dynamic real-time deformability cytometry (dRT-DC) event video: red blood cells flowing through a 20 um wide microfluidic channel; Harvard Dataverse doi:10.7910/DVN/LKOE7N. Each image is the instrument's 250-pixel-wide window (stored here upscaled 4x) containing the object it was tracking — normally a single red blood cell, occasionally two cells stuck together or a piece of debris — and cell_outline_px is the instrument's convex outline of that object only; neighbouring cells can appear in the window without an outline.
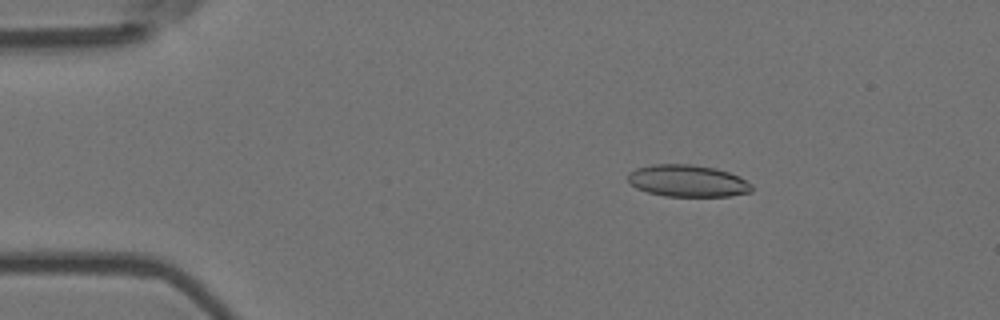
{"species": "Egyptian fruit bat (a non-hibernating species)", "species_latin": "Rousettus aegyptiacus", "temperature_condition": "room temperature", "stored_images_in_passage": 50, "camera_frame_rate_fps": 3000, "um_per_image_px": 0.085, "animal": {"sex": "female"}, "frame": {"image": 1, "passage_image": 4, "time_ms": 1.0, "image_size_px": [1000, 320], "cell_outline_px": [[752, 192], [728, 196], [664, 196], [648, 192], [636, 188], [628, 180], [628, 172], [636, 168], [656, 164], [692, 164], [716, 168], [740, 176], [752, 184]], "centroid_in_image_um": [58.46, 15.37], "position_along_channel_um": 26.5, "area_um2": 23.12}}
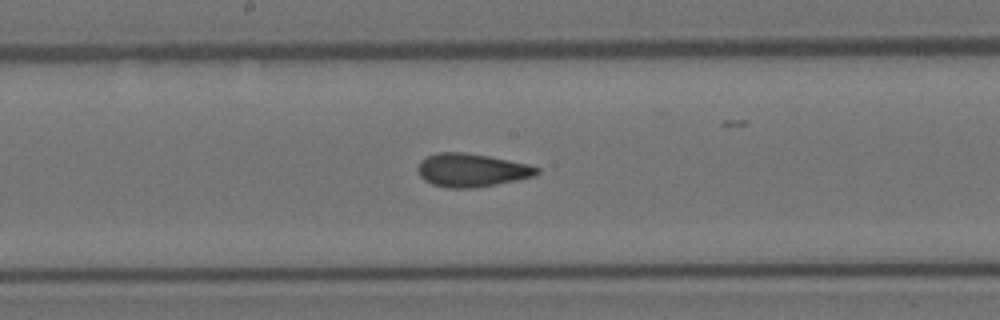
{"frame": {"image": 2, "passage_image": 24, "time_ms": 7.667, "image_size_px": [1000, 320], "cell_outline_px": [[540, 172], [536, 176], [476, 188], [448, 188], [432, 184], [424, 180], [420, 176], [416, 168], [420, 160], [436, 152], [464, 152], [488, 156], [528, 164], [540, 168]], "centroid_in_image_um": [40.07, 14.46], "position_along_channel_um": 208.1, "area_um2": 23.24}}
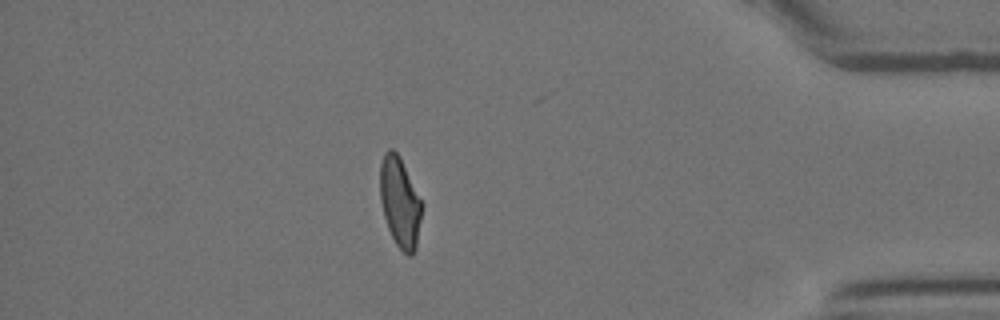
{"frame": {"image": 3, "passage_image": 43, "time_ms": 14.0, "image_size_px": [1000, 320], "cell_outline_px": [[420, 220], [416, 248], [412, 256], [408, 256], [396, 244], [388, 228], [384, 216], [380, 200], [380, 164], [384, 152], [388, 148], [392, 148], [400, 156], [420, 200]], "centroid_in_image_um": [33.95, 17.17], "position_along_channel_um": 401.2, "area_um2": 21.5}, "authors_computed_cell_mechanics": {"area_um2": 22.6865, "velocity_mm_per_s": 3.6837, "shape_relaxation_time_tau1_ms": 8.2164, "shape_relaxation_time_tau2_ms": 1.1655, "deformation_change_tau1": 0.1873, "deformation_change_tau2": 0.0697}}